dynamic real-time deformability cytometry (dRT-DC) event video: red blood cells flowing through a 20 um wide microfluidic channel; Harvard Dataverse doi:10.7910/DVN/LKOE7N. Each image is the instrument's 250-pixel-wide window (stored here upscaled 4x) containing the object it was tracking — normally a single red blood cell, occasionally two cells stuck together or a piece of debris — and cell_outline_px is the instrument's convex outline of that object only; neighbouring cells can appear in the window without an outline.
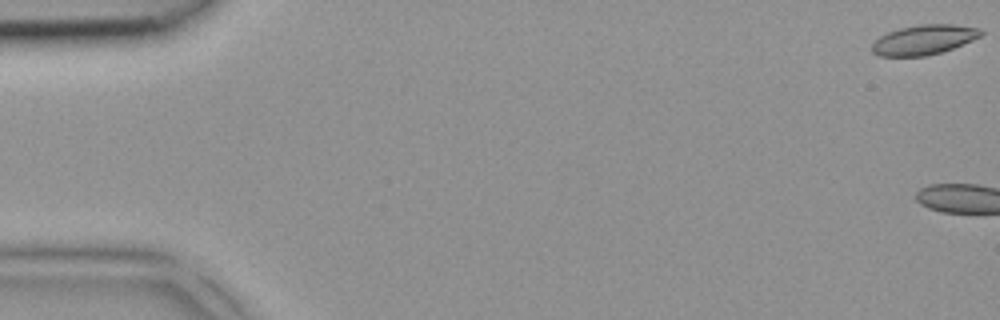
{"species": "common noctule bat (a hibernating species)", "species_latin": "Nyctalus noctula", "temperature_condition": "room temperature", "stored_images_in_passage": 5, "camera_frame_rate_fps": 3000, "um_per_image_px": 0.085, "animal": {"sex": "female", "body_mass_g": 18.4}, "frame": {"image": 1, "passage_image": 1, "time_ms": 0.0, "image_size_px": [1000, 320], "cell_outline_px": [[984, 32], [980, 36], [972, 40], [952, 48], [940, 52], [924, 56], [880, 56], [872, 52], [872, 44], [880, 36], [888, 32], [900, 28], [920, 24], [956, 24], [980, 28]], "centroid_in_image_um": [78.53, 3.37], "position_along_channel_um": 6.5, "area_um2": 18.79}}